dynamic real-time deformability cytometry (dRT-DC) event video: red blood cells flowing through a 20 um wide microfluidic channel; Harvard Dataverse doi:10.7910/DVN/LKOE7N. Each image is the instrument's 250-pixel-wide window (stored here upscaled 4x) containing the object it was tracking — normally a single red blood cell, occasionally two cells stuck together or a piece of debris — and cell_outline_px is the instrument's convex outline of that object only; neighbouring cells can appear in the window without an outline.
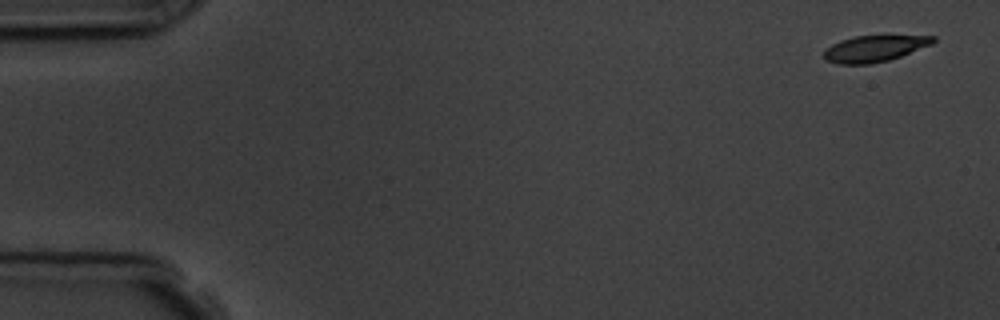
{"species": "common noctule bat (a hibernating species)", "species_latin": "Nyctalus noctula", "temperature_condition": "room temperature", "stored_images_in_passage": 5, "camera_frame_rate_fps": 3000, "um_per_image_px": 0.085, "animal": {"sex": "male", "body_mass_g": 19.5, "forearm_length_mm": 54.6}, "frame": {"image": 1, "passage_image": 1, "time_ms": 0.0, "image_size_px": [1000, 320], "cell_outline_px": [[936, 40], [932, 44], [900, 56], [888, 60], [868, 64], [836, 64], [824, 60], [824, 48], [840, 40], [856, 36], [936, 36]], "centroid_in_image_um": [74.27, 4.13], "position_along_channel_um": 10.7, "area_um2": 16.65}}
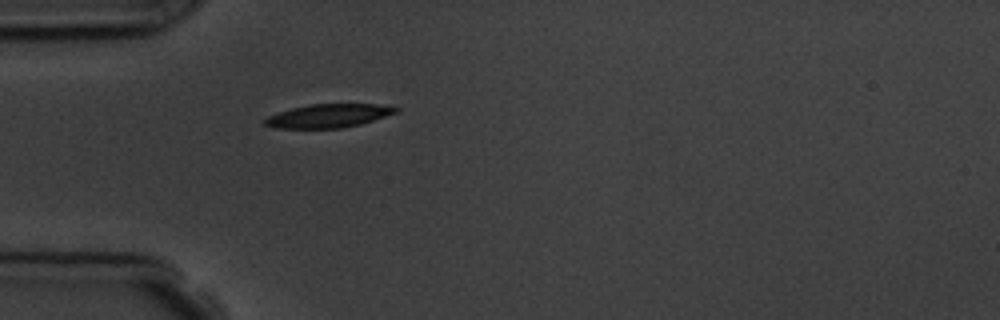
{"frame": {"image": 2, "passage_image": 5, "time_ms": 4.667, "image_size_px": [1000, 320], "cell_outline_px": [[400, 108], [396, 112], [360, 124], [340, 128], [276, 128], [264, 124], [260, 120], [268, 116], [292, 108], [308, 104], [376, 104]], "centroid_in_image_um": [27.85, 9.84], "position_along_channel_um": 57.2, "area_um2": 17.74}}